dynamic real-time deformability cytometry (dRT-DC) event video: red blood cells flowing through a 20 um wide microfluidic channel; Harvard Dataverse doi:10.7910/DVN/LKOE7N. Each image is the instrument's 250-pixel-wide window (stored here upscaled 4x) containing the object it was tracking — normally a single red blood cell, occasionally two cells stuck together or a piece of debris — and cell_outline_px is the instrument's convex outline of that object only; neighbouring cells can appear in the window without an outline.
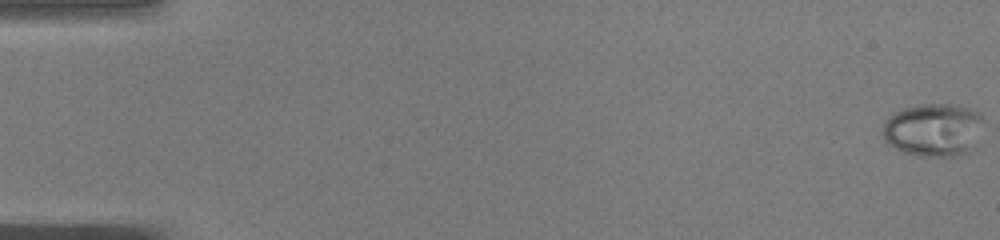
{"species": "common noctule bat (a hibernating species)", "species_latin": "Nyctalus noctula", "temperature_condition": "warm", "stored_images_in_passage": 46, "camera_frame_rate_fps": 3000, "um_per_image_px": 0.085, "animal": {"sex": "male", "body_mass_g": 19.0, "forearm_length_mm": 50.8}, "frame": {"image": 1, "passage_image": 1, "time_ms": 0.0, "image_size_px": [1000, 240], "cell_outline_px": [[984, 120], [980, 144], [976, 148], [960, 156], [920, 156], [904, 152], [888, 144], [884, 140], [884, 124], [888, 116], [904, 108], [924, 104], [956, 104], [980, 112]], "centroid_in_image_um": [79.45, 11.05], "position_along_channel_um": 5.6, "area_um2": 31.85}}
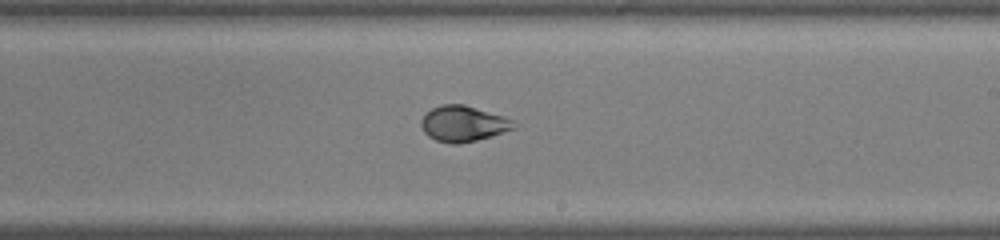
{"frame": {"image": 2, "passage_image": 31, "time_ms": 10.0, "image_size_px": [1000, 240], "cell_outline_px": [[516, 128], [492, 136], [460, 144], [452, 144], [436, 140], [428, 136], [424, 132], [420, 124], [420, 120], [432, 108], [440, 104], [464, 104], [512, 120]], "centroid_in_image_um": [39.33, 10.52], "position_along_channel_um": 249.7, "area_um2": 19.07}}
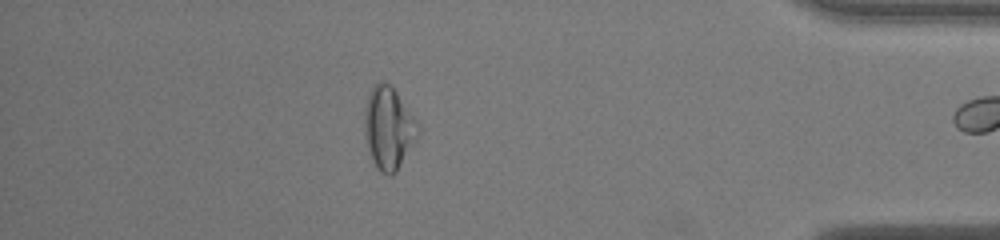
{"frame": {"image": 3, "passage_image": 45, "time_ms": 14.667, "image_size_px": [1000, 240], "cell_outline_px": [[420, 132], [396, 172], [392, 176], [388, 176], [380, 172], [376, 168], [372, 160], [364, 136], [364, 108], [368, 92], [380, 80], [388, 84], [396, 92], [420, 124]], "centroid_in_image_um": [33.01, 10.9], "position_along_channel_um": 402.2, "area_um2": 25.84}, "authors_computed_cell_mechanics": {"area_um2": 22.7732, "velocity_mm_per_s": 4.0739, "shape_relaxation_time_tau1_ms": 2.8973, "shape_relaxation_time_tau2_ms": null, "deformation_change_tau1": 0.1724, "deformation_change_tau2": null}}